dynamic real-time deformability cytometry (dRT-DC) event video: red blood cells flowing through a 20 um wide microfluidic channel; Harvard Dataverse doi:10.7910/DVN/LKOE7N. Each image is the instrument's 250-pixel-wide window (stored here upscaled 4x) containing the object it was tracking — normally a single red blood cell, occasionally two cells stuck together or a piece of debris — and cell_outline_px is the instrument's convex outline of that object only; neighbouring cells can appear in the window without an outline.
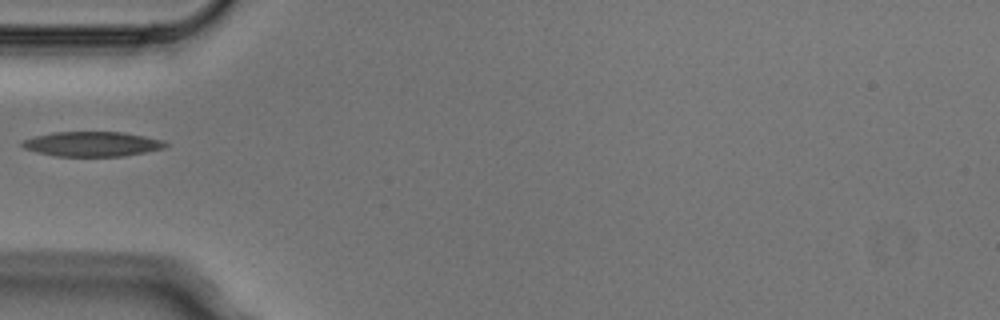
{"species": "Egyptian fruit bat (a non-hibernating species)", "species_latin": "Rousettus aegyptiacus", "temperature_condition": "cold", "stored_images_in_passage": 1, "camera_frame_rate_fps": 3000, "um_per_image_px": 0.085, "animal": {"sex": "male"}, "frame": {"image": 1, "passage_image": 1, "time_ms": 0.0, "image_size_px": [1000, 320], "cell_outline_px": [[168, 144], [164, 148], [144, 152], [120, 156], [56, 156], [36, 152], [24, 148], [20, 144], [20, 140], [52, 132], [124, 132], [164, 140]], "centroid_in_image_um": [7.8, 12.23], "position_along_channel_um": 77.2, "area_um2": 20.69}}